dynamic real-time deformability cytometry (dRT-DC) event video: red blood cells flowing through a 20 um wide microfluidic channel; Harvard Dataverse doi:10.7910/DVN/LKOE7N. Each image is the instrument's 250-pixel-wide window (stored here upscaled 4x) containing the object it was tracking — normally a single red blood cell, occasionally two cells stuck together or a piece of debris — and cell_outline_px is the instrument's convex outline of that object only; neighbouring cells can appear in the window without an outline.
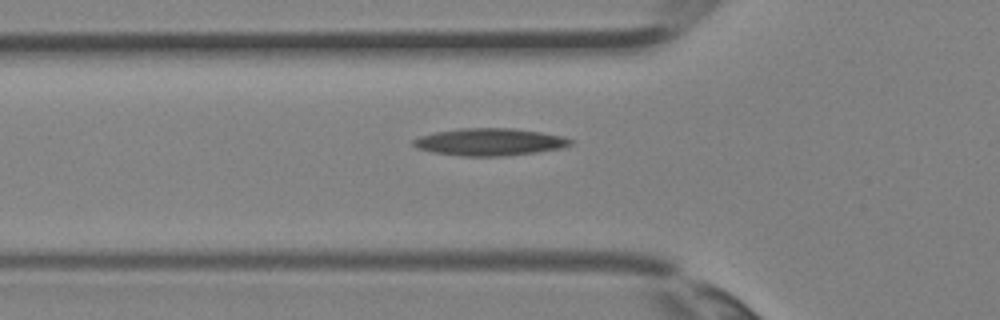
{"species": "Egyptian fruit bat (a non-hibernating species)", "species_latin": "Rousettus aegyptiacus", "temperature_condition": "room temperature", "stored_images_in_passage": 2, "camera_frame_rate_fps": 3000, "um_per_image_px": 0.085, "animal": {"sex": "female"}, "frame": {"image": 1, "passage_image": 2, "time_ms": 0.333, "image_size_px": [1000, 320], "cell_outline_px": [[572, 144], [560, 148], [536, 152], [508, 156], [460, 156], [432, 152], [416, 148], [412, 144], [412, 140], [420, 136], [436, 132], [460, 128], [512, 128], [540, 132], [564, 136], [572, 140]], "centroid_in_image_um": [41.6, 12.07], "position_along_channel_um": 84.2, "area_um2": 25.03}}